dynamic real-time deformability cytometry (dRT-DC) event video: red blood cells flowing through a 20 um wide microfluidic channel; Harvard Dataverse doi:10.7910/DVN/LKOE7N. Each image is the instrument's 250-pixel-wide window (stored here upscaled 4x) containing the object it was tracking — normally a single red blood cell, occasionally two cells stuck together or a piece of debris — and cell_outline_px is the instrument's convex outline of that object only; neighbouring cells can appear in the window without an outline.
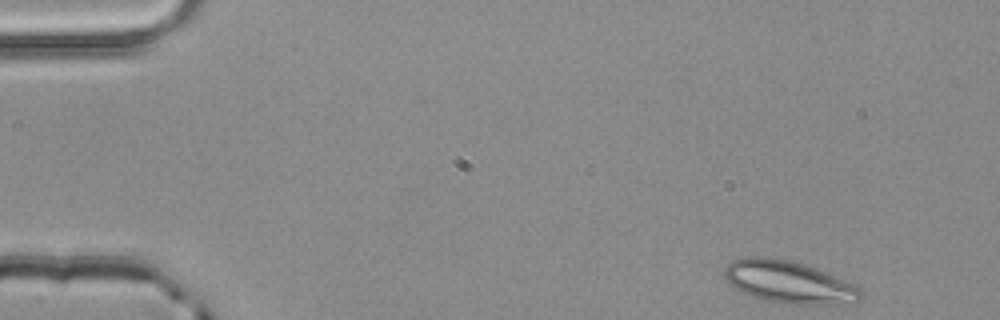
{"species": "common noctule bat (a hibernating species)", "species_latin": "Nyctalus noctula", "temperature_condition": "room temperature", "stored_images_in_passage": 3, "camera_frame_rate_fps": 3000, "um_per_image_px": 0.085, "animal": {"sex": "male", "body_mass_g": 20.4}, "frame": {"image": 1, "passage_image": 1, "time_ms": 0.0, "image_size_px": [1000, 320], "cell_outline_px": [[860, 300], [836, 304], [792, 304], [764, 300], [752, 296], [736, 288], [724, 276], [724, 268], [732, 260], [748, 256], [764, 256], [792, 260], [816, 268], [852, 284], [860, 288]], "centroid_in_image_um": [67.0, 23.95], "position_along_channel_um": 18.0, "area_um2": 33.18}}